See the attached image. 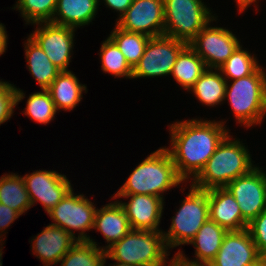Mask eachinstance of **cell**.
I'll use <instances>...</instances> for the list:
<instances>
[{
	"instance_id": "cell-37",
	"label": "cell",
	"mask_w": 266,
	"mask_h": 266,
	"mask_svg": "<svg viewBox=\"0 0 266 266\" xmlns=\"http://www.w3.org/2000/svg\"><path fill=\"white\" fill-rule=\"evenodd\" d=\"M7 39L8 37L5 26L0 23V56L6 51Z\"/></svg>"
},
{
	"instance_id": "cell-1",
	"label": "cell",
	"mask_w": 266,
	"mask_h": 266,
	"mask_svg": "<svg viewBox=\"0 0 266 266\" xmlns=\"http://www.w3.org/2000/svg\"><path fill=\"white\" fill-rule=\"evenodd\" d=\"M224 122L215 120H186L170 124L171 155L178 176L186 181L194 180L209 158L229 134Z\"/></svg>"
},
{
	"instance_id": "cell-20",
	"label": "cell",
	"mask_w": 266,
	"mask_h": 266,
	"mask_svg": "<svg viewBox=\"0 0 266 266\" xmlns=\"http://www.w3.org/2000/svg\"><path fill=\"white\" fill-rule=\"evenodd\" d=\"M228 231L219 226L216 222L208 219L203 226L196 233L195 237L188 243L193 244L195 247V257L194 261H190L188 258L183 256L181 251L176 254L185 261L195 263V264H210V262L217 255L225 234Z\"/></svg>"
},
{
	"instance_id": "cell-28",
	"label": "cell",
	"mask_w": 266,
	"mask_h": 266,
	"mask_svg": "<svg viewBox=\"0 0 266 266\" xmlns=\"http://www.w3.org/2000/svg\"><path fill=\"white\" fill-rule=\"evenodd\" d=\"M115 26L109 38L117 45L129 65L134 68L144 54L150 37L145 34L123 30L117 25Z\"/></svg>"
},
{
	"instance_id": "cell-31",
	"label": "cell",
	"mask_w": 266,
	"mask_h": 266,
	"mask_svg": "<svg viewBox=\"0 0 266 266\" xmlns=\"http://www.w3.org/2000/svg\"><path fill=\"white\" fill-rule=\"evenodd\" d=\"M57 0H18L14 9L21 11L26 24L52 22Z\"/></svg>"
},
{
	"instance_id": "cell-10",
	"label": "cell",
	"mask_w": 266,
	"mask_h": 266,
	"mask_svg": "<svg viewBox=\"0 0 266 266\" xmlns=\"http://www.w3.org/2000/svg\"><path fill=\"white\" fill-rule=\"evenodd\" d=\"M225 188L237 201L247 225L266 209V173L261 168L256 166L248 174L231 181Z\"/></svg>"
},
{
	"instance_id": "cell-14",
	"label": "cell",
	"mask_w": 266,
	"mask_h": 266,
	"mask_svg": "<svg viewBox=\"0 0 266 266\" xmlns=\"http://www.w3.org/2000/svg\"><path fill=\"white\" fill-rule=\"evenodd\" d=\"M31 205L41 202L48 213L72 189L65 175L56 171L37 170L22 176Z\"/></svg>"
},
{
	"instance_id": "cell-29",
	"label": "cell",
	"mask_w": 266,
	"mask_h": 266,
	"mask_svg": "<svg viewBox=\"0 0 266 266\" xmlns=\"http://www.w3.org/2000/svg\"><path fill=\"white\" fill-rule=\"evenodd\" d=\"M259 67L256 57L251 55L247 50H243L242 46L239 45L233 54L218 69L226 81H228L229 78L237 80L249 76Z\"/></svg>"
},
{
	"instance_id": "cell-3",
	"label": "cell",
	"mask_w": 266,
	"mask_h": 266,
	"mask_svg": "<svg viewBox=\"0 0 266 266\" xmlns=\"http://www.w3.org/2000/svg\"><path fill=\"white\" fill-rule=\"evenodd\" d=\"M181 182L183 180L177 174L171 155L166 147H161L136 166L114 195L145 194L163 199V192Z\"/></svg>"
},
{
	"instance_id": "cell-5",
	"label": "cell",
	"mask_w": 266,
	"mask_h": 266,
	"mask_svg": "<svg viewBox=\"0 0 266 266\" xmlns=\"http://www.w3.org/2000/svg\"><path fill=\"white\" fill-rule=\"evenodd\" d=\"M259 67L253 74L226 83V97L236 120L251 127L261 124L266 115V73ZM230 86V87H229Z\"/></svg>"
},
{
	"instance_id": "cell-11",
	"label": "cell",
	"mask_w": 266,
	"mask_h": 266,
	"mask_svg": "<svg viewBox=\"0 0 266 266\" xmlns=\"http://www.w3.org/2000/svg\"><path fill=\"white\" fill-rule=\"evenodd\" d=\"M207 24L189 43V46L204 60L207 68L218 69L240 45L239 39L223 27Z\"/></svg>"
},
{
	"instance_id": "cell-7",
	"label": "cell",
	"mask_w": 266,
	"mask_h": 266,
	"mask_svg": "<svg viewBox=\"0 0 266 266\" xmlns=\"http://www.w3.org/2000/svg\"><path fill=\"white\" fill-rule=\"evenodd\" d=\"M190 186V191L181 202V207L172 217L169 230L167 233L163 231L168 249L188 244L209 219L208 190Z\"/></svg>"
},
{
	"instance_id": "cell-43",
	"label": "cell",
	"mask_w": 266,
	"mask_h": 266,
	"mask_svg": "<svg viewBox=\"0 0 266 266\" xmlns=\"http://www.w3.org/2000/svg\"><path fill=\"white\" fill-rule=\"evenodd\" d=\"M113 266H129L127 264H123V263H119V262H116L114 264H112ZM112 265H109V266H112Z\"/></svg>"
},
{
	"instance_id": "cell-9",
	"label": "cell",
	"mask_w": 266,
	"mask_h": 266,
	"mask_svg": "<svg viewBox=\"0 0 266 266\" xmlns=\"http://www.w3.org/2000/svg\"><path fill=\"white\" fill-rule=\"evenodd\" d=\"M187 45L166 35L150 37L144 54L133 68L132 78L171 75L177 56Z\"/></svg>"
},
{
	"instance_id": "cell-41",
	"label": "cell",
	"mask_w": 266,
	"mask_h": 266,
	"mask_svg": "<svg viewBox=\"0 0 266 266\" xmlns=\"http://www.w3.org/2000/svg\"><path fill=\"white\" fill-rule=\"evenodd\" d=\"M251 266H266V258H262L259 262L255 263Z\"/></svg>"
},
{
	"instance_id": "cell-38",
	"label": "cell",
	"mask_w": 266,
	"mask_h": 266,
	"mask_svg": "<svg viewBox=\"0 0 266 266\" xmlns=\"http://www.w3.org/2000/svg\"><path fill=\"white\" fill-rule=\"evenodd\" d=\"M173 259L180 265V266H210L209 264H195L185 260H182L177 254L174 255Z\"/></svg>"
},
{
	"instance_id": "cell-25",
	"label": "cell",
	"mask_w": 266,
	"mask_h": 266,
	"mask_svg": "<svg viewBox=\"0 0 266 266\" xmlns=\"http://www.w3.org/2000/svg\"><path fill=\"white\" fill-rule=\"evenodd\" d=\"M206 69L204 60L188 44L177 56L171 75L189 91Z\"/></svg>"
},
{
	"instance_id": "cell-4",
	"label": "cell",
	"mask_w": 266,
	"mask_h": 266,
	"mask_svg": "<svg viewBox=\"0 0 266 266\" xmlns=\"http://www.w3.org/2000/svg\"><path fill=\"white\" fill-rule=\"evenodd\" d=\"M167 250L162 230H130L106 250V258L129 266H166Z\"/></svg>"
},
{
	"instance_id": "cell-16",
	"label": "cell",
	"mask_w": 266,
	"mask_h": 266,
	"mask_svg": "<svg viewBox=\"0 0 266 266\" xmlns=\"http://www.w3.org/2000/svg\"><path fill=\"white\" fill-rule=\"evenodd\" d=\"M130 198L127 203L119 202L123 207L131 230L157 231L162 217L164 199L145 194L114 195L112 199Z\"/></svg>"
},
{
	"instance_id": "cell-22",
	"label": "cell",
	"mask_w": 266,
	"mask_h": 266,
	"mask_svg": "<svg viewBox=\"0 0 266 266\" xmlns=\"http://www.w3.org/2000/svg\"><path fill=\"white\" fill-rule=\"evenodd\" d=\"M52 97L56 110H73L86 93V86L79 83L71 71H61L47 89Z\"/></svg>"
},
{
	"instance_id": "cell-35",
	"label": "cell",
	"mask_w": 266,
	"mask_h": 266,
	"mask_svg": "<svg viewBox=\"0 0 266 266\" xmlns=\"http://www.w3.org/2000/svg\"><path fill=\"white\" fill-rule=\"evenodd\" d=\"M21 214L7 205L0 203V231L5 232L6 228L11 225Z\"/></svg>"
},
{
	"instance_id": "cell-13",
	"label": "cell",
	"mask_w": 266,
	"mask_h": 266,
	"mask_svg": "<svg viewBox=\"0 0 266 266\" xmlns=\"http://www.w3.org/2000/svg\"><path fill=\"white\" fill-rule=\"evenodd\" d=\"M123 30L149 37L164 35L163 0H133L125 13L116 21Z\"/></svg>"
},
{
	"instance_id": "cell-36",
	"label": "cell",
	"mask_w": 266,
	"mask_h": 266,
	"mask_svg": "<svg viewBox=\"0 0 266 266\" xmlns=\"http://www.w3.org/2000/svg\"><path fill=\"white\" fill-rule=\"evenodd\" d=\"M107 7L119 12V18L125 13V11L132 4L133 0H103Z\"/></svg>"
},
{
	"instance_id": "cell-21",
	"label": "cell",
	"mask_w": 266,
	"mask_h": 266,
	"mask_svg": "<svg viewBox=\"0 0 266 266\" xmlns=\"http://www.w3.org/2000/svg\"><path fill=\"white\" fill-rule=\"evenodd\" d=\"M99 0H57L52 23L71 28L88 25L94 19Z\"/></svg>"
},
{
	"instance_id": "cell-6",
	"label": "cell",
	"mask_w": 266,
	"mask_h": 266,
	"mask_svg": "<svg viewBox=\"0 0 266 266\" xmlns=\"http://www.w3.org/2000/svg\"><path fill=\"white\" fill-rule=\"evenodd\" d=\"M163 3L164 35L187 44L216 19L202 0H163Z\"/></svg>"
},
{
	"instance_id": "cell-27",
	"label": "cell",
	"mask_w": 266,
	"mask_h": 266,
	"mask_svg": "<svg viewBox=\"0 0 266 266\" xmlns=\"http://www.w3.org/2000/svg\"><path fill=\"white\" fill-rule=\"evenodd\" d=\"M93 239L77 241L61 258V266H105L106 251L97 247Z\"/></svg>"
},
{
	"instance_id": "cell-8",
	"label": "cell",
	"mask_w": 266,
	"mask_h": 266,
	"mask_svg": "<svg viewBox=\"0 0 266 266\" xmlns=\"http://www.w3.org/2000/svg\"><path fill=\"white\" fill-rule=\"evenodd\" d=\"M84 194L74 195L73 188L65 197L47 214L55 222L52 225L63 228L71 235H75L73 230H80L78 241H88L90 236L86 235V230L94 228L96 207ZM73 229V230H72Z\"/></svg>"
},
{
	"instance_id": "cell-42",
	"label": "cell",
	"mask_w": 266,
	"mask_h": 266,
	"mask_svg": "<svg viewBox=\"0 0 266 266\" xmlns=\"http://www.w3.org/2000/svg\"><path fill=\"white\" fill-rule=\"evenodd\" d=\"M169 266H180L174 259L170 260Z\"/></svg>"
},
{
	"instance_id": "cell-19",
	"label": "cell",
	"mask_w": 266,
	"mask_h": 266,
	"mask_svg": "<svg viewBox=\"0 0 266 266\" xmlns=\"http://www.w3.org/2000/svg\"><path fill=\"white\" fill-rule=\"evenodd\" d=\"M93 229L101 232L105 242L109 243L104 248L106 251L114 243L121 240L131 230V227L123 207L118 201H115L100 209L97 208Z\"/></svg>"
},
{
	"instance_id": "cell-15",
	"label": "cell",
	"mask_w": 266,
	"mask_h": 266,
	"mask_svg": "<svg viewBox=\"0 0 266 266\" xmlns=\"http://www.w3.org/2000/svg\"><path fill=\"white\" fill-rule=\"evenodd\" d=\"M260 255L248 229L228 231L210 266H251L259 262Z\"/></svg>"
},
{
	"instance_id": "cell-24",
	"label": "cell",
	"mask_w": 266,
	"mask_h": 266,
	"mask_svg": "<svg viewBox=\"0 0 266 266\" xmlns=\"http://www.w3.org/2000/svg\"><path fill=\"white\" fill-rule=\"evenodd\" d=\"M207 68L189 89L197 99L207 106H215L225 99L226 79L219 69Z\"/></svg>"
},
{
	"instance_id": "cell-40",
	"label": "cell",
	"mask_w": 266,
	"mask_h": 266,
	"mask_svg": "<svg viewBox=\"0 0 266 266\" xmlns=\"http://www.w3.org/2000/svg\"><path fill=\"white\" fill-rule=\"evenodd\" d=\"M11 85L13 84L0 80V94H3Z\"/></svg>"
},
{
	"instance_id": "cell-32",
	"label": "cell",
	"mask_w": 266,
	"mask_h": 266,
	"mask_svg": "<svg viewBox=\"0 0 266 266\" xmlns=\"http://www.w3.org/2000/svg\"><path fill=\"white\" fill-rule=\"evenodd\" d=\"M26 105L24 114L40 124H48L57 112L48 90L31 94Z\"/></svg>"
},
{
	"instance_id": "cell-33",
	"label": "cell",
	"mask_w": 266,
	"mask_h": 266,
	"mask_svg": "<svg viewBox=\"0 0 266 266\" xmlns=\"http://www.w3.org/2000/svg\"><path fill=\"white\" fill-rule=\"evenodd\" d=\"M25 98L22 90L14 85L10 86L3 94H0V125L11 118L14 107Z\"/></svg>"
},
{
	"instance_id": "cell-18",
	"label": "cell",
	"mask_w": 266,
	"mask_h": 266,
	"mask_svg": "<svg viewBox=\"0 0 266 266\" xmlns=\"http://www.w3.org/2000/svg\"><path fill=\"white\" fill-rule=\"evenodd\" d=\"M208 205L209 219L227 231L247 228L237 201L225 187L208 190Z\"/></svg>"
},
{
	"instance_id": "cell-30",
	"label": "cell",
	"mask_w": 266,
	"mask_h": 266,
	"mask_svg": "<svg viewBox=\"0 0 266 266\" xmlns=\"http://www.w3.org/2000/svg\"><path fill=\"white\" fill-rule=\"evenodd\" d=\"M100 59L103 72L112 74L115 77L132 78L133 68L109 37L101 45Z\"/></svg>"
},
{
	"instance_id": "cell-39",
	"label": "cell",
	"mask_w": 266,
	"mask_h": 266,
	"mask_svg": "<svg viewBox=\"0 0 266 266\" xmlns=\"http://www.w3.org/2000/svg\"><path fill=\"white\" fill-rule=\"evenodd\" d=\"M238 7H239V11L240 13H242V11H244L245 9H247V7L253 2H256V0H235Z\"/></svg>"
},
{
	"instance_id": "cell-2",
	"label": "cell",
	"mask_w": 266,
	"mask_h": 266,
	"mask_svg": "<svg viewBox=\"0 0 266 266\" xmlns=\"http://www.w3.org/2000/svg\"><path fill=\"white\" fill-rule=\"evenodd\" d=\"M228 134L219 144L205 167L191 184L202 190L224 188L236 178L248 174L255 166L248 149Z\"/></svg>"
},
{
	"instance_id": "cell-12",
	"label": "cell",
	"mask_w": 266,
	"mask_h": 266,
	"mask_svg": "<svg viewBox=\"0 0 266 266\" xmlns=\"http://www.w3.org/2000/svg\"><path fill=\"white\" fill-rule=\"evenodd\" d=\"M36 26L34 33L29 36L39 45L58 69L70 71L68 70V65L71 61V51L74 46L75 29L52 22L36 23Z\"/></svg>"
},
{
	"instance_id": "cell-23",
	"label": "cell",
	"mask_w": 266,
	"mask_h": 266,
	"mask_svg": "<svg viewBox=\"0 0 266 266\" xmlns=\"http://www.w3.org/2000/svg\"><path fill=\"white\" fill-rule=\"evenodd\" d=\"M25 43V57L31 75L38 82L42 90H47L54 79L61 73L39 47V45L29 36Z\"/></svg>"
},
{
	"instance_id": "cell-44",
	"label": "cell",
	"mask_w": 266,
	"mask_h": 266,
	"mask_svg": "<svg viewBox=\"0 0 266 266\" xmlns=\"http://www.w3.org/2000/svg\"><path fill=\"white\" fill-rule=\"evenodd\" d=\"M0 241H2L3 242V240L2 239H0ZM1 243V242H0ZM2 246H1V248H0V266H2Z\"/></svg>"
},
{
	"instance_id": "cell-26",
	"label": "cell",
	"mask_w": 266,
	"mask_h": 266,
	"mask_svg": "<svg viewBox=\"0 0 266 266\" xmlns=\"http://www.w3.org/2000/svg\"><path fill=\"white\" fill-rule=\"evenodd\" d=\"M0 203L7 205L21 215L32 207L21 176L11 173L0 177Z\"/></svg>"
},
{
	"instance_id": "cell-34",
	"label": "cell",
	"mask_w": 266,
	"mask_h": 266,
	"mask_svg": "<svg viewBox=\"0 0 266 266\" xmlns=\"http://www.w3.org/2000/svg\"><path fill=\"white\" fill-rule=\"evenodd\" d=\"M260 255L266 258V209L247 226Z\"/></svg>"
},
{
	"instance_id": "cell-17",
	"label": "cell",
	"mask_w": 266,
	"mask_h": 266,
	"mask_svg": "<svg viewBox=\"0 0 266 266\" xmlns=\"http://www.w3.org/2000/svg\"><path fill=\"white\" fill-rule=\"evenodd\" d=\"M32 240L31 249L45 266L57 264L78 241L77 237L52 224L46 226Z\"/></svg>"
}]
</instances>
